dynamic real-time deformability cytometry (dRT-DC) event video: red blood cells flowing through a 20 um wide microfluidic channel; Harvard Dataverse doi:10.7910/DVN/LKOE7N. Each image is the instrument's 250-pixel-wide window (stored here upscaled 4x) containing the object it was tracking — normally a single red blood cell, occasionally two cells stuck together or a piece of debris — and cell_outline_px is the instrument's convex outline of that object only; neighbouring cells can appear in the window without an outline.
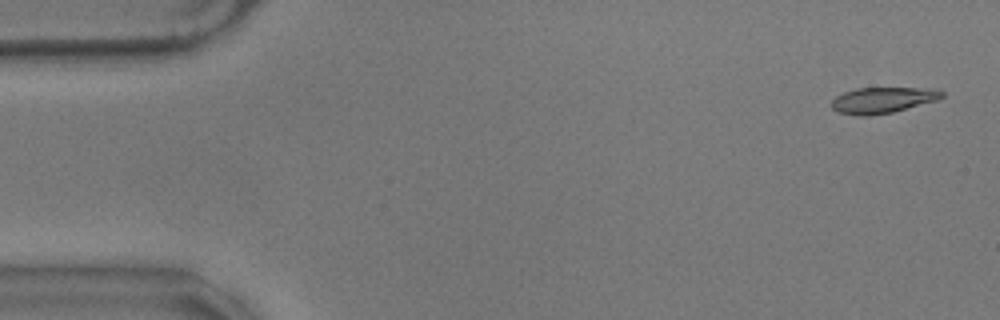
{"species": "common noctule bat (a hibernating species)", "species_latin": "Nyctalus noctula", "temperature_condition": "warm", "stored_images_in_passage": 57, "camera_frame_rate_fps": 3000, "um_per_image_px": 0.085, "animal": {"sex": "male", "body_mass_g": 17.9}, "frame": {"image": 1, "passage_image": 2, "time_ms": 0.333, "image_size_px": [1000, 320], "cell_outline_px": [[944, 96], [936, 100], [892, 112], [868, 116], [856, 116], [840, 112], [832, 108], [832, 100], [836, 96], [844, 92], [856, 88], [936, 88], [944, 92]], "centroid_in_image_um": [75.03, 8.5], "position_along_channel_um": 10.0, "area_um2": 16.59}}
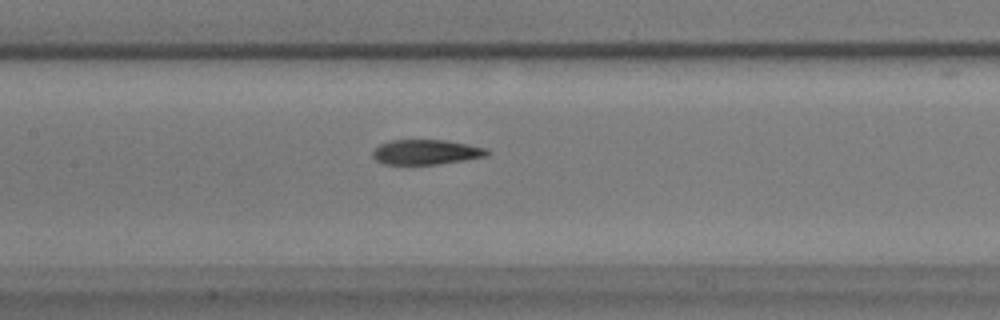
{"frame": {"image": 2, "passage_image": 26, "time_ms": 8.333, "image_size_px": [1000, 320], "cell_outline_px": [[492, 152], [488, 156], [464, 160], [436, 164], [384, 164], [376, 160], [372, 156], [372, 152], [380, 144], [392, 140], [444, 140], [468, 144], [488, 148]], "centroid_in_image_um": [36.26, 12.92], "position_along_channel_um": 171.1, "area_um2": 16.65}}
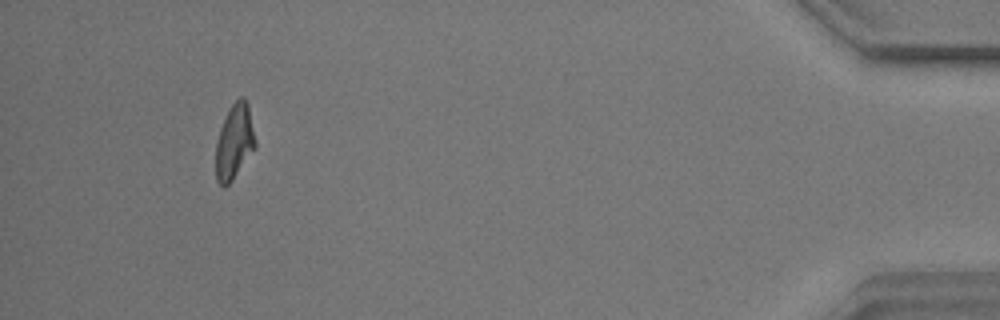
{"frame": {"image": 3, "passage_image": 53, "time_ms": 17.333, "image_size_px": [1000, 320], "cell_outline_px": [[256, 148], [232, 180], [224, 188], [216, 180], [216, 140], [220, 128], [232, 104], [240, 96], [244, 96], [248, 104], [256, 140]], "centroid_in_image_um": [19.93, 12.06], "position_along_channel_um": 415.3, "area_um2": 17.28}, "authors_computed_cell_mechanics": {"area_um2": 17.3978, "velocity_mm_per_s": 3.5061, "shape_relaxation_time_tau1_ms": null, "shape_relaxation_time_tau2_ms": 2.5575, "deformation_change_tau1": null, "deformation_change_tau2": 0.0953}}